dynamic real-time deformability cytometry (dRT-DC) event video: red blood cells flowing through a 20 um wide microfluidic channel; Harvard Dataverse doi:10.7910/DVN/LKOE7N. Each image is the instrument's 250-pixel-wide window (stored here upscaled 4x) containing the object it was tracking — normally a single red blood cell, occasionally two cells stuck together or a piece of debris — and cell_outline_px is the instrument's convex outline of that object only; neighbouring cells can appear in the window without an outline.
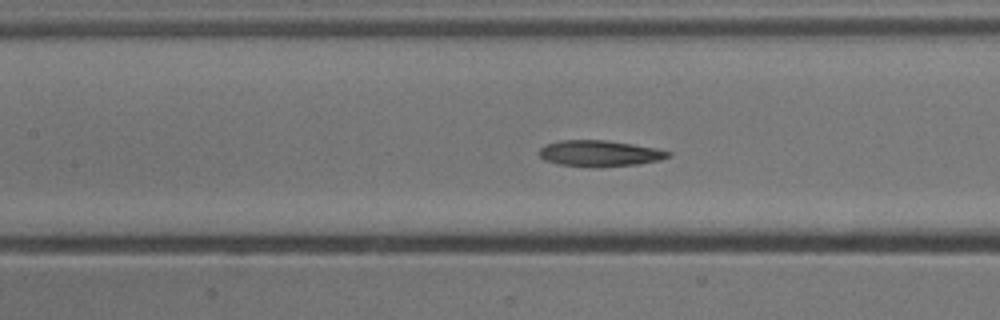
{"species": "common noctule bat (a hibernating species)", "species_latin": "Nyctalus noctula", "temperature_condition": "cold", "stored_images_in_passage": 13, "camera_frame_rate_fps": 3000, "um_per_image_px": 0.085, "animal": {"sex": "male", "body_mass_g": 13.3}, "frame": {"image": 1, "passage_image": 11, "time_ms": 3.333, "image_size_px": [1000, 320], "cell_outline_px": [[672, 156], [660, 160], [640, 164], [600, 168], [596, 168], [556, 164], [544, 160], [536, 152], [544, 144], [560, 140], [604, 140], [632, 144], [656, 148], [672, 152]], "centroid_in_image_um": [50.95, 13.05], "position_along_channel_um": 156.5, "area_um2": 20.11}}